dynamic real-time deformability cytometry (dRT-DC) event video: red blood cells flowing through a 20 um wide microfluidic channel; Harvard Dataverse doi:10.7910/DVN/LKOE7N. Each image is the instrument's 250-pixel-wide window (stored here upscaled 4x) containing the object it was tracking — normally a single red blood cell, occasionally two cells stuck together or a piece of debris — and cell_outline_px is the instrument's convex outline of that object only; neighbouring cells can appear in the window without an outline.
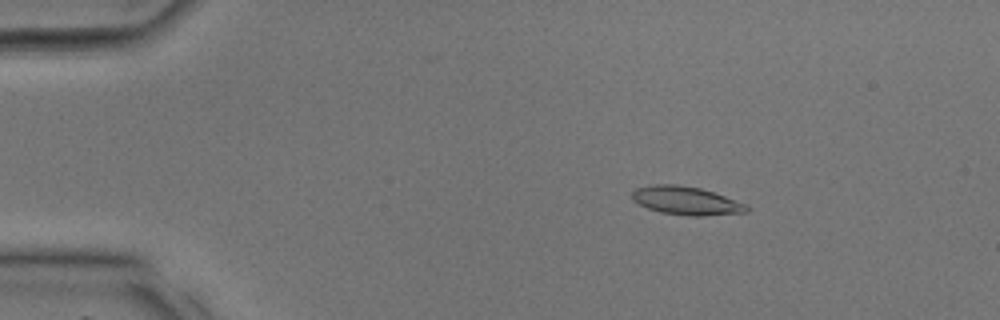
{"species": "common noctule bat (a hibernating species)", "species_latin": "Nyctalus noctula", "temperature_condition": "room temperature", "stored_images_in_passage": 37, "camera_frame_rate_fps": 3000, "um_per_image_px": 0.085, "animal": {"sex": "male", "body_mass_g": 17.9, "forearm_length_mm": 54.2}, "frame": {"image": 1, "passage_image": 7, "time_ms": 2.0, "image_size_px": [1000, 320], "cell_outline_px": [[748, 212], [704, 216], [688, 216], [660, 212], [648, 208], [632, 200], [632, 192], [636, 188], [652, 184], [676, 184], [700, 188], [748, 204]], "centroid_in_image_um": [58.32, 17.06], "position_along_channel_um": 26.7, "area_um2": 18.96}}
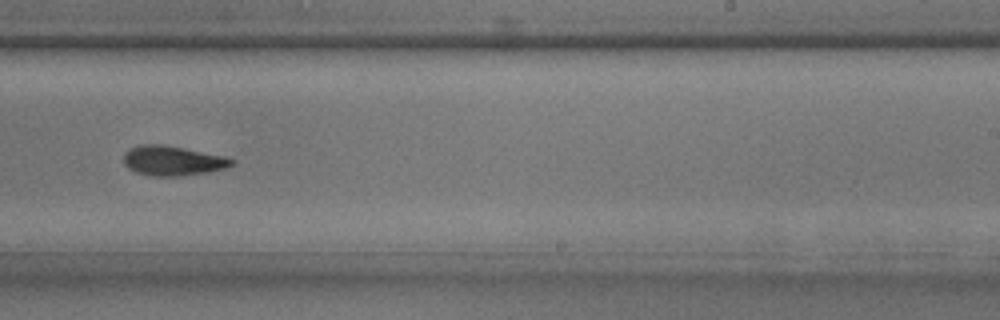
{"frame": {"image": 2, "passage_image": 24, "time_ms": 7.667, "image_size_px": [1000, 320], "cell_outline_px": [[236, 160], [232, 164], [224, 168], [204, 172], [176, 176], [152, 176], [136, 172], [128, 168], [124, 164], [124, 152], [140, 144], [160, 144], [184, 148], [224, 156]], "centroid_in_image_um": [14.64, 13.65], "position_along_channel_um": 274.4, "area_um2": 18.44}}
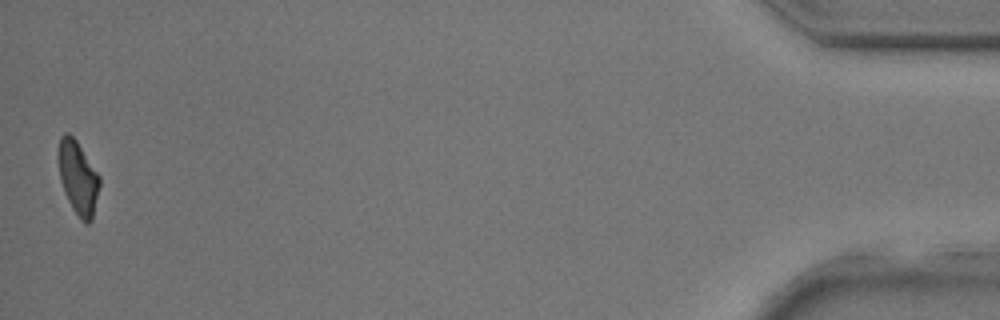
{"frame": {"image": 3, "passage_image": 37, "time_ms": 12.0, "image_size_px": [1000, 320], "cell_outline_px": [[100, 184], [92, 220], [88, 224], [84, 224], [80, 220], [72, 208], [64, 192], [60, 180], [56, 156], [60, 136], [64, 132], [68, 132], [76, 140], [100, 176]], "centroid_in_image_um": [6.6, 15.1], "position_along_channel_um": 428.6, "area_um2": 17.98}}